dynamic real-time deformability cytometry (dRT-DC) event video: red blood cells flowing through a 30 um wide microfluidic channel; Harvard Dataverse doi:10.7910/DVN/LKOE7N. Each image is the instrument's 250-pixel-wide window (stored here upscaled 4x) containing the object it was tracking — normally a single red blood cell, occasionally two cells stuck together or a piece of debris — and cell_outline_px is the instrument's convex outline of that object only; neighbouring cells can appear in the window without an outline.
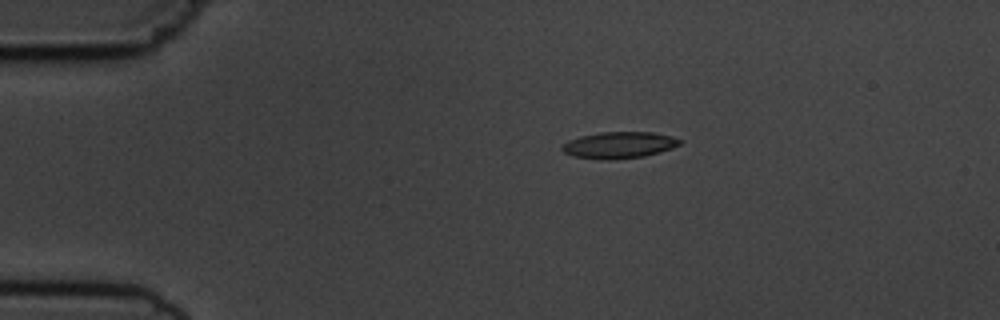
{"species": "common noctule bat (a hibernating species)", "species_latin": "Nyctalus noctula", "temperature_condition": "cold", "stored_images_in_passage": 5, "camera_frame_rate_fps": 3000, "um_per_image_px": 0.085, "animal": {"sex": "male", "body_mass_g": 19.5, "forearm_length_mm": 54.6}, "frame": {"image": 1, "passage_image": 1, "time_ms": 0.0, "image_size_px": [1000, 320], "cell_outline_px": [[684, 140], [680, 144], [672, 148], [660, 152], [644, 156], [608, 160], [604, 160], [572, 156], [564, 152], [560, 148], [568, 140], [580, 136], [600, 132], [652, 132], [672, 136]], "centroid_in_image_um": [52.63, 12.32], "position_along_channel_um": 32.4, "area_um2": 18.26}}
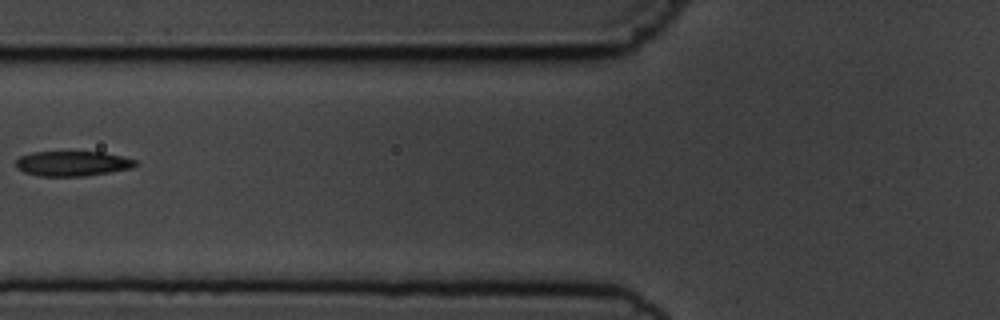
{"frame": {"image": 2, "passage_image": 4, "time_ms": 3.667, "image_size_px": [1000, 320], "cell_outline_px": [[136, 164], [132, 168], [84, 176], [40, 176], [24, 172], [16, 168], [16, 160], [20, 156], [32, 152], [104, 152], [136, 160]], "centroid_in_image_um": [6.12, 13.9], "position_along_channel_um": 119.7, "area_um2": 17.28}}
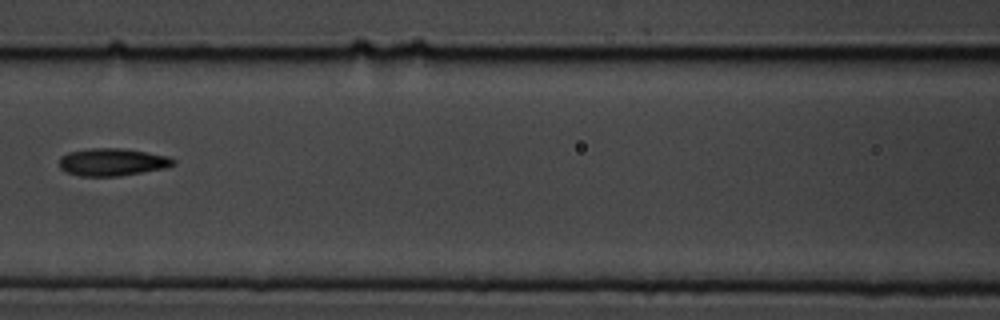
{"frame": {"image": 3, "passage_image": 5, "time_ms": 4.667, "image_size_px": [1000, 320], "cell_outline_px": [[176, 164], [168, 168], [120, 176], [80, 176], [64, 172], [60, 168], [60, 156], [68, 152], [88, 148], [120, 148], [168, 156], [176, 160]], "centroid_in_image_um": [9.55, 13.78], "position_along_channel_um": 157.1, "area_um2": 18.5}}